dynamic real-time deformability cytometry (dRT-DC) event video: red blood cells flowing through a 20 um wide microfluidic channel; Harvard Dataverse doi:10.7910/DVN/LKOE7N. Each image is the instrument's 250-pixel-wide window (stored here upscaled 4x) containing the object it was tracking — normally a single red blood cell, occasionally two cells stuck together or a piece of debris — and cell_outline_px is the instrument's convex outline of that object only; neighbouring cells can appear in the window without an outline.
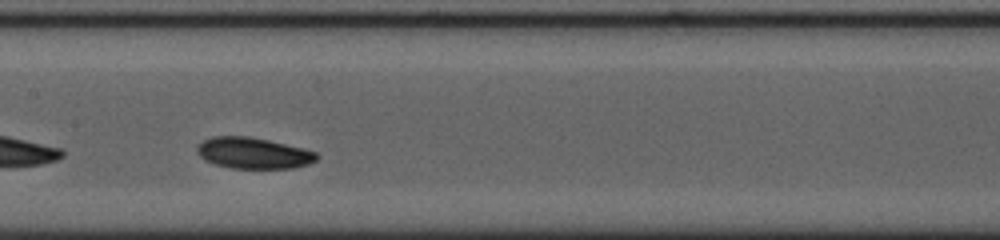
{"species": "common noctule bat (a hibernating species)", "species_latin": "Nyctalus noctula", "temperature_condition": "cold", "stored_images_in_passage": 33, "camera_frame_rate_fps": 3000, "um_per_image_px": 0.085, "animal": {"sex": "female", "body_mass_g": 23.0, "forearm_length_mm": 53.4}, "frame": {"image": 1, "passage_image": 15, "time_ms": 4.667, "image_size_px": [1000, 240], "cell_outline_px": [[320, 156], [316, 160], [308, 164], [292, 168], [228, 168], [204, 160], [196, 152], [196, 148], [204, 140], [212, 136], [248, 136], [268, 140], [304, 148], [316, 152]], "centroid_in_image_um": [21.53, 13.01], "position_along_channel_um": 185.9, "area_um2": 21.73}, "authors_computed_cell_mechanics": {"area_um2": 21.5016, "velocity_mm_per_s": 3.6114, "shape_relaxation_time_tau1_ms": 2.2994, "shape_relaxation_time_tau2_ms": 3.7381, "deformation_change_tau1": 0.0658, "deformation_change_tau2": 0.0729}}